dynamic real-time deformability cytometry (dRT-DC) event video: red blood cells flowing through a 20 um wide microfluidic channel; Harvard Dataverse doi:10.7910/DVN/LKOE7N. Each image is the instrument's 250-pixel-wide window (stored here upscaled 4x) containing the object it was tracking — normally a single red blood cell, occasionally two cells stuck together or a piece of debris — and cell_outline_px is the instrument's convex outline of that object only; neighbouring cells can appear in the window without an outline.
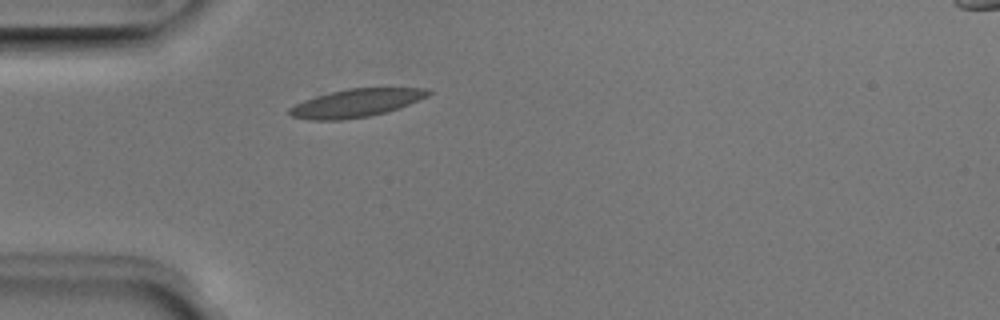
{"species": "Egyptian fruit bat (a non-hibernating species)", "species_latin": "Rousettus aegyptiacus", "temperature_condition": "room temperature", "stored_images_in_passage": 37, "camera_frame_rate_fps": 3000, "um_per_image_px": 0.085, "animal": {"sex": "male"}, "frame": {"image": 1, "passage_image": 1, "time_ms": 0.0, "image_size_px": [1000, 320], "cell_outline_px": [[432, 92], [428, 96], [408, 104], [384, 112], [368, 116], [340, 120], [308, 120], [292, 116], [288, 112], [288, 108], [304, 100], [316, 96], [348, 88], [428, 88]], "centroid_in_image_um": [30.24, 8.75], "position_along_channel_um": 54.8, "area_um2": 22.37}}
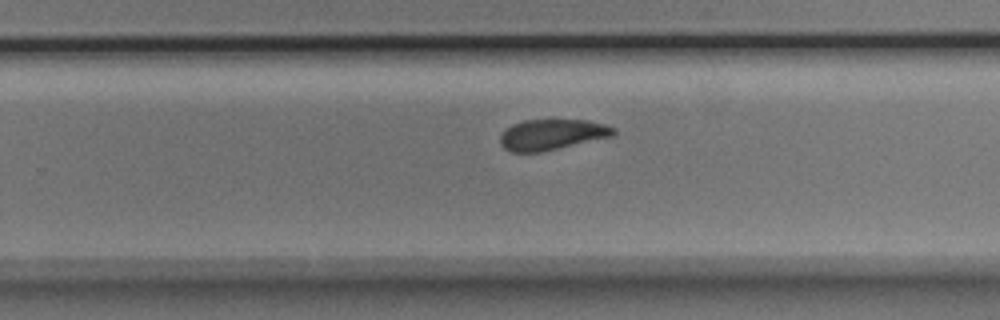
{"frame": {"image": 2, "passage_image": 19, "time_ms": 6.0, "image_size_px": [1000, 320], "cell_outline_px": [[616, 132], [612, 136], [540, 152], [508, 152], [500, 144], [500, 136], [512, 124], [524, 120], [588, 120], [604, 124], [616, 128]], "centroid_in_image_um": [46.9, 11.44], "position_along_channel_um": 282.9, "area_um2": 20.11}}
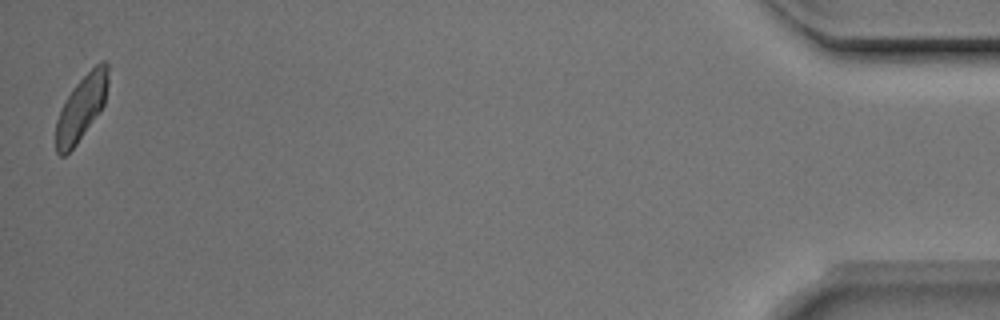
{"frame": {"image": 3, "passage_image": 37, "time_ms": 12.0, "image_size_px": [1000, 320], "cell_outline_px": [[108, 84], [104, 104], [76, 144], [64, 156], [60, 156], [56, 152], [56, 120], [72, 88], [100, 60], [104, 60], [108, 64]], "centroid_in_image_um": [6.92, 9.14], "position_along_channel_um": 428.3, "area_um2": 19.25}, "authors_computed_cell_mechanics": {"area_um2": 21.0392, "velocity_mm_per_s": 3.9447, "shape_relaxation_time_tau1_ms": 2.8395, "shape_relaxation_time_tau2_ms": 2.2819, "deformation_change_tau1": 0.113, "deformation_change_tau2": 0.0707}}